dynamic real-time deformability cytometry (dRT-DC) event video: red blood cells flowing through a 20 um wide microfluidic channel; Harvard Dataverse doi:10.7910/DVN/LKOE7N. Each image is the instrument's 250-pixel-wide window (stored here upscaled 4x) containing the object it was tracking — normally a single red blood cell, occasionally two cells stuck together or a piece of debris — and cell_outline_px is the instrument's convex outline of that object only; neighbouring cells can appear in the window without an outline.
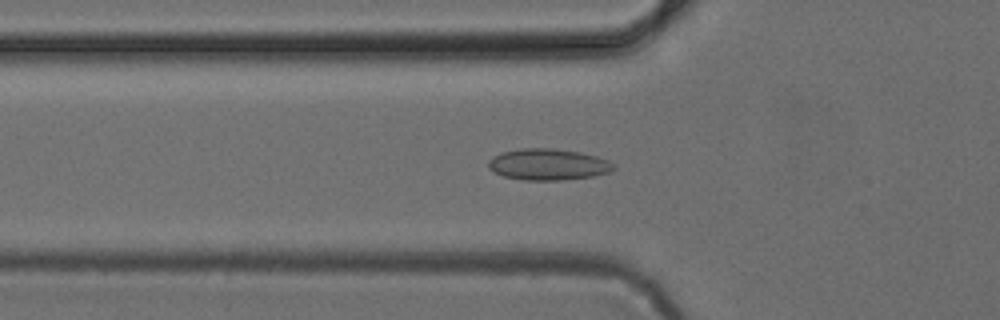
{"species": "common noctule bat (a hibernating species)", "species_latin": "Nyctalus noctula", "temperature_condition": "cold", "stored_images_in_passage": 52, "camera_frame_rate_fps": 3000, "um_per_image_px": 0.085, "animal": {"sex": "female", "body_mass_g": 24.6, "forearm_length_mm": 56.2}, "frame": {"image": 1, "passage_image": 18, "time_ms": 5.667, "image_size_px": [1000, 320], "cell_outline_px": [[616, 168], [608, 172], [592, 176], [560, 180], [524, 180], [504, 176], [492, 172], [488, 168], [488, 160], [492, 156], [504, 152], [520, 148], [552, 148], [580, 152], [596, 156], [608, 160]], "centroid_in_image_um": [46.55, 13.97], "position_along_channel_um": 79.3, "area_um2": 22.83}}
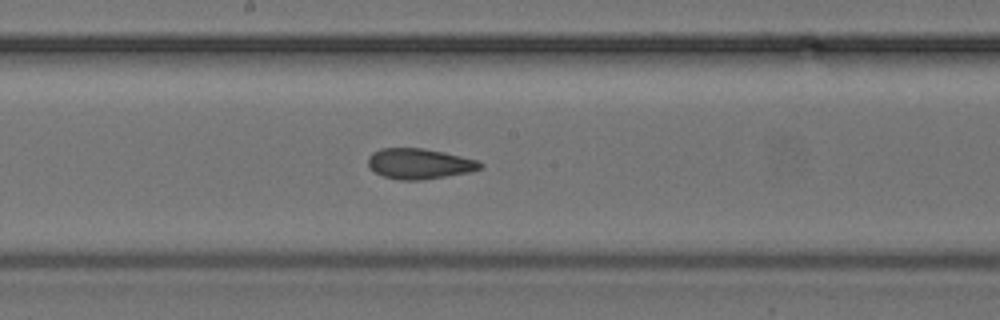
{"frame": {"image": 2, "passage_image": 28, "time_ms": 9.0, "image_size_px": [1000, 320], "cell_outline_px": [[484, 168], [472, 172], [420, 180], [400, 180], [384, 176], [376, 172], [368, 164], [368, 156], [372, 152], [380, 148], [424, 148], [444, 152], [476, 160], [484, 164]], "centroid_in_image_um": [35.68, 13.91], "position_along_channel_um": 212.5, "area_um2": 19.94}}
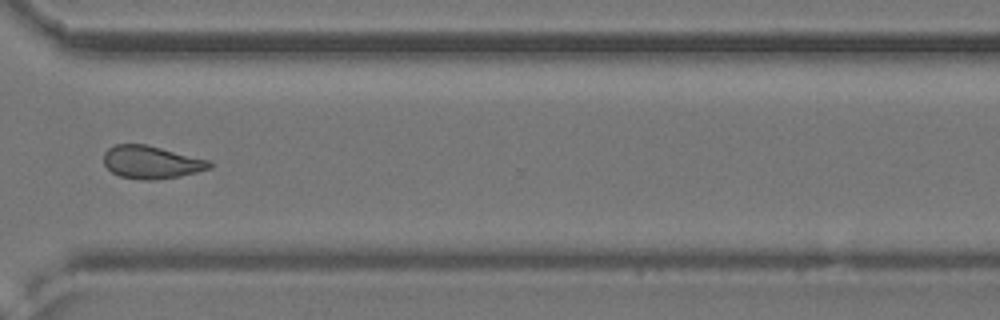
{"frame": {"image": 3, "passage_image": 39, "time_ms": 12.667, "image_size_px": [1000, 320], "cell_outline_px": [[212, 168], [180, 176], [156, 180], [144, 180], [120, 176], [112, 172], [104, 164], [104, 152], [108, 148], [116, 144], [144, 144], [208, 160], [212, 164]], "centroid_in_image_um": [12.84, 13.79], "position_along_channel_um": 357.8, "area_um2": 20.0}}